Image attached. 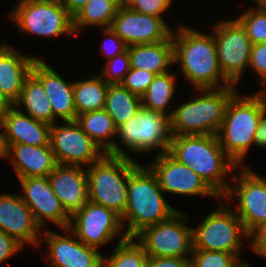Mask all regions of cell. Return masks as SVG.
<instances>
[{
	"label": "cell",
	"instance_id": "obj_1",
	"mask_svg": "<svg viewBox=\"0 0 266 267\" xmlns=\"http://www.w3.org/2000/svg\"><path fill=\"white\" fill-rule=\"evenodd\" d=\"M172 32L174 63L180 68L194 89H219L233 84L222 74L214 35L180 26ZM222 81L223 86L219 85Z\"/></svg>",
	"mask_w": 266,
	"mask_h": 267
},
{
	"label": "cell",
	"instance_id": "obj_2",
	"mask_svg": "<svg viewBox=\"0 0 266 267\" xmlns=\"http://www.w3.org/2000/svg\"><path fill=\"white\" fill-rule=\"evenodd\" d=\"M168 153L196 172L222 198L227 174L239 166L225 153L217 135L172 136Z\"/></svg>",
	"mask_w": 266,
	"mask_h": 267
},
{
	"label": "cell",
	"instance_id": "obj_3",
	"mask_svg": "<svg viewBox=\"0 0 266 267\" xmlns=\"http://www.w3.org/2000/svg\"><path fill=\"white\" fill-rule=\"evenodd\" d=\"M177 211L164 198L150 167L139 164L129 177L126 210L121 216L122 224L128 222L124 233L135 237L145 227L165 221Z\"/></svg>",
	"mask_w": 266,
	"mask_h": 267
},
{
	"label": "cell",
	"instance_id": "obj_4",
	"mask_svg": "<svg viewBox=\"0 0 266 267\" xmlns=\"http://www.w3.org/2000/svg\"><path fill=\"white\" fill-rule=\"evenodd\" d=\"M266 109V88L249 96L237 93L230 99L224 121L217 134L225 153L242 166L249 149L254 144L262 112Z\"/></svg>",
	"mask_w": 266,
	"mask_h": 267
},
{
	"label": "cell",
	"instance_id": "obj_5",
	"mask_svg": "<svg viewBox=\"0 0 266 267\" xmlns=\"http://www.w3.org/2000/svg\"><path fill=\"white\" fill-rule=\"evenodd\" d=\"M235 85L219 89H197L200 96L168 113L172 136L217 135L224 121L226 107L236 94ZM204 94V95H203Z\"/></svg>",
	"mask_w": 266,
	"mask_h": 267
},
{
	"label": "cell",
	"instance_id": "obj_6",
	"mask_svg": "<svg viewBox=\"0 0 266 267\" xmlns=\"http://www.w3.org/2000/svg\"><path fill=\"white\" fill-rule=\"evenodd\" d=\"M138 165L133 158L106 154L98 162L86 167L88 201L122 216L127 205L129 177Z\"/></svg>",
	"mask_w": 266,
	"mask_h": 267
},
{
	"label": "cell",
	"instance_id": "obj_7",
	"mask_svg": "<svg viewBox=\"0 0 266 267\" xmlns=\"http://www.w3.org/2000/svg\"><path fill=\"white\" fill-rule=\"evenodd\" d=\"M193 230V250L221 251L240 256L243 235L249 234L235 211L219 205Z\"/></svg>",
	"mask_w": 266,
	"mask_h": 267
},
{
	"label": "cell",
	"instance_id": "obj_8",
	"mask_svg": "<svg viewBox=\"0 0 266 267\" xmlns=\"http://www.w3.org/2000/svg\"><path fill=\"white\" fill-rule=\"evenodd\" d=\"M11 13L20 31L42 37L75 34L73 17L60 0H20Z\"/></svg>",
	"mask_w": 266,
	"mask_h": 267
},
{
	"label": "cell",
	"instance_id": "obj_9",
	"mask_svg": "<svg viewBox=\"0 0 266 267\" xmlns=\"http://www.w3.org/2000/svg\"><path fill=\"white\" fill-rule=\"evenodd\" d=\"M120 142L130 151L138 154L160 148L168 152L172 139L169 115L141 107L134 117L117 127Z\"/></svg>",
	"mask_w": 266,
	"mask_h": 267
},
{
	"label": "cell",
	"instance_id": "obj_10",
	"mask_svg": "<svg viewBox=\"0 0 266 267\" xmlns=\"http://www.w3.org/2000/svg\"><path fill=\"white\" fill-rule=\"evenodd\" d=\"M188 216L177 211L169 219L145 227L134 238L148 257L187 258L193 253V230Z\"/></svg>",
	"mask_w": 266,
	"mask_h": 267
},
{
	"label": "cell",
	"instance_id": "obj_11",
	"mask_svg": "<svg viewBox=\"0 0 266 267\" xmlns=\"http://www.w3.org/2000/svg\"><path fill=\"white\" fill-rule=\"evenodd\" d=\"M214 38L222 74L233 84L249 67L251 42L242 25L231 19L215 25Z\"/></svg>",
	"mask_w": 266,
	"mask_h": 267
},
{
	"label": "cell",
	"instance_id": "obj_12",
	"mask_svg": "<svg viewBox=\"0 0 266 267\" xmlns=\"http://www.w3.org/2000/svg\"><path fill=\"white\" fill-rule=\"evenodd\" d=\"M123 226L121 216L115 211L88 201L70 216L68 229L74 238L99 250L114 240Z\"/></svg>",
	"mask_w": 266,
	"mask_h": 267
},
{
	"label": "cell",
	"instance_id": "obj_13",
	"mask_svg": "<svg viewBox=\"0 0 266 267\" xmlns=\"http://www.w3.org/2000/svg\"><path fill=\"white\" fill-rule=\"evenodd\" d=\"M51 125L50 146L61 165L91 166L106 153L81 129L76 121Z\"/></svg>",
	"mask_w": 266,
	"mask_h": 267
},
{
	"label": "cell",
	"instance_id": "obj_14",
	"mask_svg": "<svg viewBox=\"0 0 266 267\" xmlns=\"http://www.w3.org/2000/svg\"><path fill=\"white\" fill-rule=\"evenodd\" d=\"M241 168L239 176L233 181L237 186L229 185L223 199L232 196L239 200L238 207L233 210L242 221L245 230L250 234L260 224L266 222V179L256 174L247 166Z\"/></svg>",
	"mask_w": 266,
	"mask_h": 267
},
{
	"label": "cell",
	"instance_id": "obj_15",
	"mask_svg": "<svg viewBox=\"0 0 266 267\" xmlns=\"http://www.w3.org/2000/svg\"><path fill=\"white\" fill-rule=\"evenodd\" d=\"M163 192L177 195L221 197L196 172L178 162L168 152L159 154L149 164Z\"/></svg>",
	"mask_w": 266,
	"mask_h": 267
},
{
	"label": "cell",
	"instance_id": "obj_16",
	"mask_svg": "<svg viewBox=\"0 0 266 267\" xmlns=\"http://www.w3.org/2000/svg\"><path fill=\"white\" fill-rule=\"evenodd\" d=\"M111 29L127 46L158 43L172 35L163 18L141 14L130 7L118 8Z\"/></svg>",
	"mask_w": 266,
	"mask_h": 267
},
{
	"label": "cell",
	"instance_id": "obj_17",
	"mask_svg": "<svg viewBox=\"0 0 266 267\" xmlns=\"http://www.w3.org/2000/svg\"><path fill=\"white\" fill-rule=\"evenodd\" d=\"M24 195L22 200L31 209L36 223L42 228L46 220L55 223L61 229L68 228L70 215L54 194L48 176L19 179Z\"/></svg>",
	"mask_w": 266,
	"mask_h": 267
},
{
	"label": "cell",
	"instance_id": "obj_18",
	"mask_svg": "<svg viewBox=\"0 0 266 267\" xmlns=\"http://www.w3.org/2000/svg\"><path fill=\"white\" fill-rule=\"evenodd\" d=\"M65 235L44 230L48 259L52 267H103L104 255L98 249L87 246L77 237L73 239L68 228ZM68 232V233H67Z\"/></svg>",
	"mask_w": 266,
	"mask_h": 267
},
{
	"label": "cell",
	"instance_id": "obj_19",
	"mask_svg": "<svg viewBox=\"0 0 266 267\" xmlns=\"http://www.w3.org/2000/svg\"><path fill=\"white\" fill-rule=\"evenodd\" d=\"M0 230L22 246L26 243L40 246L42 228L19 194H0Z\"/></svg>",
	"mask_w": 266,
	"mask_h": 267
},
{
	"label": "cell",
	"instance_id": "obj_20",
	"mask_svg": "<svg viewBox=\"0 0 266 267\" xmlns=\"http://www.w3.org/2000/svg\"><path fill=\"white\" fill-rule=\"evenodd\" d=\"M48 179L54 194L70 216L88 202L87 171L82 166L58 164Z\"/></svg>",
	"mask_w": 266,
	"mask_h": 267
},
{
	"label": "cell",
	"instance_id": "obj_21",
	"mask_svg": "<svg viewBox=\"0 0 266 267\" xmlns=\"http://www.w3.org/2000/svg\"><path fill=\"white\" fill-rule=\"evenodd\" d=\"M38 57L24 55L6 42L0 44V96L13 105Z\"/></svg>",
	"mask_w": 266,
	"mask_h": 267
},
{
	"label": "cell",
	"instance_id": "obj_22",
	"mask_svg": "<svg viewBox=\"0 0 266 267\" xmlns=\"http://www.w3.org/2000/svg\"><path fill=\"white\" fill-rule=\"evenodd\" d=\"M31 73L43 84L53 115L63 121H76L73 82H67L44 60L37 59Z\"/></svg>",
	"mask_w": 266,
	"mask_h": 267
},
{
	"label": "cell",
	"instance_id": "obj_23",
	"mask_svg": "<svg viewBox=\"0 0 266 267\" xmlns=\"http://www.w3.org/2000/svg\"><path fill=\"white\" fill-rule=\"evenodd\" d=\"M51 125L38 121L11 105L2 127L4 145H50Z\"/></svg>",
	"mask_w": 266,
	"mask_h": 267
},
{
	"label": "cell",
	"instance_id": "obj_24",
	"mask_svg": "<svg viewBox=\"0 0 266 267\" xmlns=\"http://www.w3.org/2000/svg\"><path fill=\"white\" fill-rule=\"evenodd\" d=\"M5 158L9 159L18 179L49 176L58 165L50 145H4Z\"/></svg>",
	"mask_w": 266,
	"mask_h": 267
},
{
	"label": "cell",
	"instance_id": "obj_25",
	"mask_svg": "<svg viewBox=\"0 0 266 267\" xmlns=\"http://www.w3.org/2000/svg\"><path fill=\"white\" fill-rule=\"evenodd\" d=\"M127 49L130 68L144 69L160 75L169 72L167 69L175 64L172 35L165 41L131 45Z\"/></svg>",
	"mask_w": 266,
	"mask_h": 267
},
{
	"label": "cell",
	"instance_id": "obj_26",
	"mask_svg": "<svg viewBox=\"0 0 266 267\" xmlns=\"http://www.w3.org/2000/svg\"><path fill=\"white\" fill-rule=\"evenodd\" d=\"M76 122L106 154L132 158L113 142L112 137L117 135V127L105 109L80 114Z\"/></svg>",
	"mask_w": 266,
	"mask_h": 267
},
{
	"label": "cell",
	"instance_id": "obj_27",
	"mask_svg": "<svg viewBox=\"0 0 266 267\" xmlns=\"http://www.w3.org/2000/svg\"><path fill=\"white\" fill-rule=\"evenodd\" d=\"M13 106L24 107L25 114L49 125L57 121L43 84L32 73L25 79L19 99Z\"/></svg>",
	"mask_w": 266,
	"mask_h": 267
},
{
	"label": "cell",
	"instance_id": "obj_28",
	"mask_svg": "<svg viewBox=\"0 0 266 267\" xmlns=\"http://www.w3.org/2000/svg\"><path fill=\"white\" fill-rule=\"evenodd\" d=\"M108 85L100 75L95 74H91L90 79L73 82L77 116L104 109Z\"/></svg>",
	"mask_w": 266,
	"mask_h": 267
},
{
	"label": "cell",
	"instance_id": "obj_29",
	"mask_svg": "<svg viewBox=\"0 0 266 267\" xmlns=\"http://www.w3.org/2000/svg\"><path fill=\"white\" fill-rule=\"evenodd\" d=\"M142 107L141 97L133 94L121 84H109L104 109L119 127L137 114Z\"/></svg>",
	"mask_w": 266,
	"mask_h": 267
},
{
	"label": "cell",
	"instance_id": "obj_30",
	"mask_svg": "<svg viewBox=\"0 0 266 267\" xmlns=\"http://www.w3.org/2000/svg\"><path fill=\"white\" fill-rule=\"evenodd\" d=\"M117 10L118 7L109 0H89L73 17L75 35L85 26L111 27Z\"/></svg>",
	"mask_w": 266,
	"mask_h": 267
},
{
	"label": "cell",
	"instance_id": "obj_31",
	"mask_svg": "<svg viewBox=\"0 0 266 267\" xmlns=\"http://www.w3.org/2000/svg\"><path fill=\"white\" fill-rule=\"evenodd\" d=\"M135 240L123 233L113 253L104 257L103 267H146L148 255Z\"/></svg>",
	"mask_w": 266,
	"mask_h": 267
},
{
	"label": "cell",
	"instance_id": "obj_32",
	"mask_svg": "<svg viewBox=\"0 0 266 267\" xmlns=\"http://www.w3.org/2000/svg\"><path fill=\"white\" fill-rule=\"evenodd\" d=\"M176 77L170 72L156 75L145 94L141 97L142 107L167 114L168 104H170L175 92Z\"/></svg>",
	"mask_w": 266,
	"mask_h": 267
},
{
	"label": "cell",
	"instance_id": "obj_33",
	"mask_svg": "<svg viewBox=\"0 0 266 267\" xmlns=\"http://www.w3.org/2000/svg\"><path fill=\"white\" fill-rule=\"evenodd\" d=\"M236 20L244 28L246 35L249 37L251 45L257 43H266V13L261 11L257 6L249 8Z\"/></svg>",
	"mask_w": 266,
	"mask_h": 267
},
{
	"label": "cell",
	"instance_id": "obj_34",
	"mask_svg": "<svg viewBox=\"0 0 266 267\" xmlns=\"http://www.w3.org/2000/svg\"><path fill=\"white\" fill-rule=\"evenodd\" d=\"M191 256L190 267H237L241 262L234 254L221 251L193 250Z\"/></svg>",
	"mask_w": 266,
	"mask_h": 267
},
{
	"label": "cell",
	"instance_id": "obj_35",
	"mask_svg": "<svg viewBox=\"0 0 266 267\" xmlns=\"http://www.w3.org/2000/svg\"><path fill=\"white\" fill-rule=\"evenodd\" d=\"M129 70L130 57L127 49L125 52L108 60L105 64V67H103V71H101L102 73L100 76L108 84H120Z\"/></svg>",
	"mask_w": 266,
	"mask_h": 267
},
{
	"label": "cell",
	"instance_id": "obj_36",
	"mask_svg": "<svg viewBox=\"0 0 266 267\" xmlns=\"http://www.w3.org/2000/svg\"><path fill=\"white\" fill-rule=\"evenodd\" d=\"M156 75L144 69L130 68L120 83L133 94L142 97Z\"/></svg>",
	"mask_w": 266,
	"mask_h": 267
},
{
	"label": "cell",
	"instance_id": "obj_37",
	"mask_svg": "<svg viewBox=\"0 0 266 267\" xmlns=\"http://www.w3.org/2000/svg\"><path fill=\"white\" fill-rule=\"evenodd\" d=\"M172 0H135L129 7L138 13L163 18V13L169 9Z\"/></svg>",
	"mask_w": 266,
	"mask_h": 267
},
{
	"label": "cell",
	"instance_id": "obj_38",
	"mask_svg": "<svg viewBox=\"0 0 266 267\" xmlns=\"http://www.w3.org/2000/svg\"><path fill=\"white\" fill-rule=\"evenodd\" d=\"M255 70V73L261 81L260 83L266 86V43H257L251 45L249 67Z\"/></svg>",
	"mask_w": 266,
	"mask_h": 267
},
{
	"label": "cell",
	"instance_id": "obj_39",
	"mask_svg": "<svg viewBox=\"0 0 266 267\" xmlns=\"http://www.w3.org/2000/svg\"><path fill=\"white\" fill-rule=\"evenodd\" d=\"M103 32L105 35H107V39L105 38L102 42L101 51L104 54L106 61L127 50L128 46L126 45V43L111 29V27L103 28Z\"/></svg>",
	"mask_w": 266,
	"mask_h": 267
},
{
	"label": "cell",
	"instance_id": "obj_40",
	"mask_svg": "<svg viewBox=\"0 0 266 267\" xmlns=\"http://www.w3.org/2000/svg\"><path fill=\"white\" fill-rule=\"evenodd\" d=\"M23 246L0 230V265L15 255Z\"/></svg>",
	"mask_w": 266,
	"mask_h": 267
},
{
	"label": "cell",
	"instance_id": "obj_41",
	"mask_svg": "<svg viewBox=\"0 0 266 267\" xmlns=\"http://www.w3.org/2000/svg\"><path fill=\"white\" fill-rule=\"evenodd\" d=\"M250 247L255 254L266 258V222L256 227L250 234Z\"/></svg>",
	"mask_w": 266,
	"mask_h": 267
},
{
	"label": "cell",
	"instance_id": "obj_42",
	"mask_svg": "<svg viewBox=\"0 0 266 267\" xmlns=\"http://www.w3.org/2000/svg\"><path fill=\"white\" fill-rule=\"evenodd\" d=\"M146 267H190V258L148 257Z\"/></svg>",
	"mask_w": 266,
	"mask_h": 267
},
{
	"label": "cell",
	"instance_id": "obj_43",
	"mask_svg": "<svg viewBox=\"0 0 266 267\" xmlns=\"http://www.w3.org/2000/svg\"><path fill=\"white\" fill-rule=\"evenodd\" d=\"M254 144L260 148H266V109L261 114L254 137Z\"/></svg>",
	"mask_w": 266,
	"mask_h": 267
},
{
	"label": "cell",
	"instance_id": "obj_44",
	"mask_svg": "<svg viewBox=\"0 0 266 267\" xmlns=\"http://www.w3.org/2000/svg\"><path fill=\"white\" fill-rule=\"evenodd\" d=\"M89 0H60L68 13L74 17Z\"/></svg>",
	"mask_w": 266,
	"mask_h": 267
},
{
	"label": "cell",
	"instance_id": "obj_45",
	"mask_svg": "<svg viewBox=\"0 0 266 267\" xmlns=\"http://www.w3.org/2000/svg\"><path fill=\"white\" fill-rule=\"evenodd\" d=\"M10 106L11 104L0 96V128L3 127L6 111Z\"/></svg>",
	"mask_w": 266,
	"mask_h": 267
},
{
	"label": "cell",
	"instance_id": "obj_46",
	"mask_svg": "<svg viewBox=\"0 0 266 267\" xmlns=\"http://www.w3.org/2000/svg\"><path fill=\"white\" fill-rule=\"evenodd\" d=\"M0 158H5V147L3 143L2 128H0Z\"/></svg>",
	"mask_w": 266,
	"mask_h": 267
},
{
	"label": "cell",
	"instance_id": "obj_47",
	"mask_svg": "<svg viewBox=\"0 0 266 267\" xmlns=\"http://www.w3.org/2000/svg\"><path fill=\"white\" fill-rule=\"evenodd\" d=\"M253 1L254 4L258 6L257 8L266 13V0H253Z\"/></svg>",
	"mask_w": 266,
	"mask_h": 267
},
{
	"label": "cell",
	"instance_id": "obj_48",
	"mask_svg": "<svg viewBox=\"0 0 266 267\" xmlns=\"http://www.w3.org/2000/svg\"><path fill=\"white\" fill-rule=\"evenodd\" d=\"M112 3H114L118 8L124 7V0H109Z\"/></svg>",
	"mask_w": 266,
	"mask_h": 267
},
{
	"label": "cell",
	"instance_id": "obj_49",
	"mask_svg": "<svg viewBox=\"0 0 266 267\" xmlns=\"http://www.w3.org/2000/svg\"><path fill=\"white\" fill-rule=\"evenodd\" d=\"M135 0H124V7H129Z\"/></svg>",
	"mask_w": 266,
	"mask_h": 267
},
{
	"label": "cell",
	"instance_id": "obj_50",
	"mask_svg": "<svg viewBox=\"0 0 266 267\" xmlns=\"http://www.w3.org/2000/svg\"><path fill=\"white\" fill-rule=\"evenodd\" d=\"M237 267H250L249 264L247 262H240Z\"/></svg>",
	"mask_w": 266,
	"mask_h": 267
}]
</instances>
